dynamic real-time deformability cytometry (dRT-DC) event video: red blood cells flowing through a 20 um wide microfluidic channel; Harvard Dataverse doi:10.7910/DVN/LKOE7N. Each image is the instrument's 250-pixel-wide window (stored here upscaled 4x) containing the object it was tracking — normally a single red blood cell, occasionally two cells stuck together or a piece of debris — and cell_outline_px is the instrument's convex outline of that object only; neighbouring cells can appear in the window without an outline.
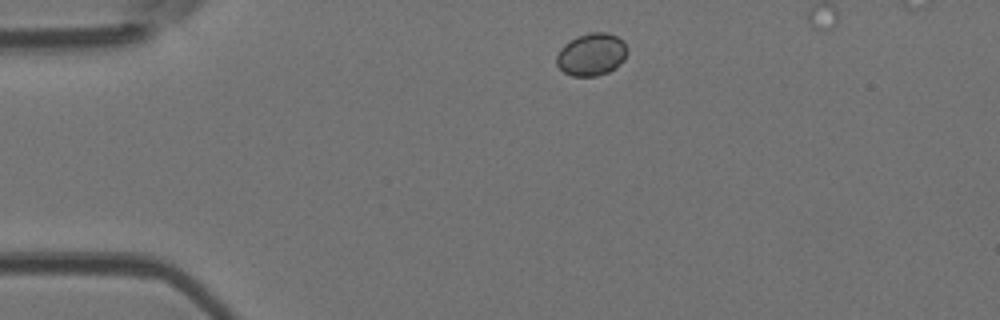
{"species": "Egyptian fruit bat (a non-hibernating species)", "species_latin": "Rousettus aegyptiacus", "temperature_condition": "room temperature", "stored_images_in_passage": 3, "camera_frame_rate_fps": 3000, "um_per_image_px": 0.085, "animal": {"sex": "female"}, "frame": {"image": 1, "passage_image": 1, "time_ms": 0.0, "image_size_px": [1000, 320], "cell_outline_px": [[628, 52], [624, 60], [616, 68], [608, 72], [596, 76], [572, 76], [564, 72], [556, 64], [556, 56], [560, 48], [568, 40], [576, 36], [592, 32], [608, 32], [624, 40], [628, 48]], "centroid_in_image_um": [50.29, 4.61], "position_along_channel_um": 34.7, "area_um2": 17.86}}